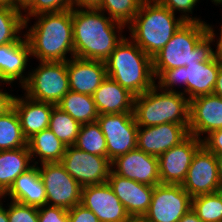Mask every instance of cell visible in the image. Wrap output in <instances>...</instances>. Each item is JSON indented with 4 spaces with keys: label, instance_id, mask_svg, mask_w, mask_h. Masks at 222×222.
Segmentation results:
<instances>
[{
    "label": "cell",
    "instance_id": "obj_1",
    "mask_svg": "<svg viewBox=\"0 0 222 222\" xmlns=\"http://www.w3.org/2000/svg\"><path fill=\"white\" fill-rule=\"evenodd\" d=\"M74 57L105 61L123 40L125 25L98 9H72Z\"/></svg>",
    "mask_w": 222,
    "mask_h": 222
},
{
    "label": "cell",
    "instance_id": "obj_2",
    "mask_svg": "<svg viewBox=\"0 0 222 222\" xmlns=\"http://www.w3.org/2000/svg\"><path fill=\"white\" fill-rule=\"evenodd\" d=\"M33 17L36 22L30 28L24 22L31 57L49 62H64L74 57L72 9ZM67 54L71 56L68 58Z\"/></svg>",
    "mask_w": 222,
    "mask_h": 222
},
{
    "label": "cell",
    "instance_id": "obj_3",
    "mask_svg": "<svg viewBox=\"0 0 222 222\" xmlns=\"http://www.w3.org/2000/svg\"><path fill=\"white\" fill-rule=\"evenodd\" d=\"M213 43L207 33L206 22H185L152 57L155 80L165 70L210 61L214 57Z\"/></svg>",
    "mask_w": 222,
    "mask_h": 222
},
{
    "label": "cell",
    "instance_id": "obj_4",
    "mask_svg": "<svg viewBox=\"0 0 222 222\" xmlns=\"http://www.w3.org/2000/svg\"><path fill=\"white\" fill-rule=\"evenodd\" d=\"M156 0H144L133 21L129 36L151 58L156 55L185 23L178 15Z\"/></svg>",
    "mask_w": 222,
    "mask_h": 222
},
{
    "label": "cell",
    "instance_id": "obj_5",
    "mask_svg": "<svg viewBox=\"0 0 222 222\" xmlns=\"http://www.w3.org/2000/svg\"><path fill=\"white\" fill-rule=\"evenodd\" d=\"M104 63L107 76L135 96L155 85L152 58L130 37L125 36Z\"/></svg>",
    "mask_w": 222,
    "mask_h": 222
},
{
    "label": "cell",
    "instance_id": "obj_6",
    "mask_svg": "<svg viewBox=\"0 0 222 222\" xmlns=\"http://www.w3.org/2000/svg\"><path fill=\"white\" fill-rule=\"evenodd\" d=\"M179 91H165L156 84L134 98L133 115L139 127L165 123L189 126L190 100Z\"/></svg>",
    "mask_w": 222,
    "mask_h": 222
},
{
    "label": "cell",
    "instance_id": "obj_7",
    "mask_svg": "<svg viewBox=\"0 0 222 222\" xmlns=\"http://www.w3.org/2000/svg\"><path fill=\"white\" fill-rule=\"evenodd\" d=\"M220 62L213 57L210 61L192 63L189 66H182L165 70L157 79L155 84L165 91H180L189 100L207 94H213L217 80ZM174 86H178V89Z\"/></svg>",
    "mask_w": 222,
    "mask_h": 222
},
{
    "label": "cell",
    "instance_id": "obj_8",
    "mask_svg": "<svg viewBox=\"0 0 222 222\" xmlns=\"http://www.w3.org/2000/svg\"><path fill=\"white\" fill-rule=\"evenodd\" d=\"M38 64L31 69L21 87L24 95L35 101L57 105L70 90L67 61H39Z\"/></svg>",
    "mask_w": 222,
    "mask_h": 222
},
{
    "label": "cell",
    "instance_id": "obj_9",
    "mask_svg": "<svg viewBox=\"0 0 222 222\" xmlns=\"http://www.w3.org/2000/svg\"><path fill=\"white\" fill-rule=\"evenodd\" d=\"M38 170L45 186L46 205L69 210L81 204L82 186L60 162L41 163Z\"/></svg>",
    "mask_w": 222,
    "mask_h": 222
},
{
    "label": "cell",
    "instance_id": "obj_10",
    "mask_svg": "<svg viewBox=\"0 0 222 222\" xmlns=\"http://www.w3.org/2000/svg\"><path fill=\"white\" fill-rule=\"evenodd\" d=\"M106 139L107 158L116 157L137 148V130L133 113L101 114L97 118Z\"/></svg>",
    "mask_w": 222,
    "mask_h": 222
},
{
    "label": "cell",
    "instance_id": "obj_11",
    "mask_svg": "<svg viewBox=\"0 0 222 222\" xmlns=\"http://www.w3.org/2000/svg\"><path fill=\"white\" fill-rule=\"evenodd\" d=\"M191 200L181 184L155 185L144 217L149 222H178L191 209Z\"/></svg>",
    "mask_w": 222,
    "mask_h": 222
},
{
    "label": "cell",
    "instance_id": "obj_12",
    "mask_svg": "<svg viewBox=\"0 0 222 222\" xmlns=\"http://www.w3.org/2000/svg\"><path fill=\"white\" fill-rule=\"evenodd\" d=\"M60 163L82 187L107 182L111 171V161L107 157L87 153L75 146L66 147Z\"/></svg>",
    "mask_w": 222,
    "mask_h": 222
},
{
    "label": "cell",
    "instance_id": "obj_13",
    "mask_svg": "<svg viewBox=\"0 0 222 222\" xmlns=\"http://www.w3.org/2000/svg\"><path fill=\"white\" fill-rule=\"evenodd\" d=\"M181 186L191 197L218 192L221 183L215 154L202 145L194 154Z\"/></svg>",
    "mask_w": 222,
    "mask_h": 222
},
{
    "label": "cell",
    "instance_id": "obj_14",
    "mask_svg": "<svg viewBox=\"0 0 222 222\" xmlns=\"http://www.w3.org/2000/svg\"><path fill=\"white\" fill-rule=\"evenodd\" d=\"M201 146L202 141L189 134L178 145L160 155L158 160L161 184H182L192 158Z\"/></svg>",
    "mask_w": 222,
    "mask_h": 222
},
{
    "label": "cell",
    "instance_id": "obj_15",
    "mask_svg": "<svg viewBox=\"0 0 222 222\" xmlns=\"http://www.w3.org/2000/svg\"><path fill=\"white\" fill-rule=\"evenodd\" d=\"M111 170L117 175L145 185L161 184L158 157L138 148L112 160Z\"/></svg>",
    "mask_w": 222,
    "mask_h": 222
},
{
    "label": "cell",
    "instance_id": "obj_16",
    "mask_svg": "<svg viewBox=\"0 0 222 222\" xmlns=\"http://www.w3.org/2000/svg\"><path fill=\"white\" fill-rule=\"evenodd\" d=\"M81 204L91 210L100 222H126L130 218L108 182L83 186Z\"/></svg>",
    "mask_w": 222,
    "mask_h": 222
},
{
    "label": "cell",
    "instance_id": "obj_17",
    "mask_svg": "<svg viewBox=\"0 0 222 222\" xmlns=\"http://www.w3.org/2000/svg\"><path fill=\"white\" fill-rule=\"evenodd\" d=\"M219 129H222V98L207 94L191 99L189 134L202 141L208 134Z\"/></svg>",
    "mask_w": 222,
    "mask_h": 222
},
{
    "label": "cell",
    "instance_id": "obj_18",
    "mask_svg": "<svg viewBox=\"0 0 222 222\" xmlns=\"http://www.w3.org/2000/svg\"><path fill=\"white\" fill-rule=\"evenodd\" d=\"M188 135L189 132L183 125L174 123L138 127L137 148L159 157L173 146L178 145Z\"/></svg>",
    "mask_w": 222,
    "mask_h": 222
},
{
    "label": "cell",
    "instance_id": "obj_19",
    "mask_svg": "<svg viewBox=\"0 0 222 222\" xmlns=\"http://www.w3.org/2000/svg\"><path fill=\"white\" fill-rule=\"evenodd\" d=\"M107 182L120 202L125 206L130 217L144 216L147 213L154 186L122 177L112 170L109 173Z\"/></svg>",
    "mask_w": 222,
    "mask_h": 222
},
{
    "label": "cell",
    "instance_id": "obj_20",
    "mask_svg": "<svg viewBox=\"0 0 222 222\" xmlns=\"http://www.w3.org/2000/svg\"><path fill=\"white\" fill-rule=\"evenodd\" d=\"M30 57V46L25 35L17 42L0 45V83L11 86L19 81L22 87L29 76L26 68Z\"/></svg>",
    "mask_w": 222,
    "mask_h": 222
},
{
    "label": "cell",
    "instance_id": "obj_21",
    "mask_svg": "<svg viewBox=\"0 0 222 222\" xmlns=\"http://www.w3.org/2000/svg\"><path fill=\"white\" fill-rule=\"evenodd\" d=\"M69 88L73 92L93 95L107 77L103 61L72 57L67 60Z\"/></svg>",
    "mask_w": 222,
    "mask_h": 222
},
{
    "label": "cell",
    "instance_id": "obj_22",
    "mask_svg": "<svg viewBox=\"0 0 222 222\" xmlns=\"http://www.w3.org/2000/svg\"><path fill=\"white\" fill-rule=\"evenodd\" d=\"M92 96L99 115L133 113L135 95L108 76Z\"/></svg>",
    "mask_w": 222,
    "mask_h": 222
},
{
    "label": "cell",
    "instance_id": "obj_23",
    "mask_svg": "<svg viewBox=\"0 0 222 222\" xmlns=\"http://www.w3.org/2000/svg\"><path fill=\"white\" fill-rule=\"evenodd\" d=\"M54 106L51 103L32 100L24 94L22 97L15 95L13 108L18 114L23 135L27 140L48 128Z\"/></svg>",
    "mask_w": 222,
    "mask_h": 222
},
{
    "label": "cell",
    "instance_id": "obj_24",
    "mask_svg": "<svg viewBox=\"0 0 222 222\" xmlns=\"http://www.w3.org/2000/svg\"><path fill=\"white\" fill-rule=\"evenodd\" d=\"M8 199L24 205L41 207L46 205V191L38 165H33L19 175L9 190L3 195V201Z\"/></svg>",
    "mask_w": 222,
    "mask_h": 222
},
{
    "label": "cell",
    "instance_id": "obj_25",
    "mask_svg": "<svg viewBox=\"0 0 222 222\" xmlns=\"http://www.w3.org/2000/svg\"><path fill=\"white\" fill-rule=\"evenodd\" d=\"M33 165L28 146L0 151V193L4 195L15 179Z\"/></svg>",
    "mask_w": 222,
    "mask_h": 222
},
{
    "label": "cell",
    "instance_id": "obj_26",
    "mask_svg": "<svg viewBox=\"0 0 222 222\" xmlns=\"http://www.w3.org/2000/svg\"><path fill=\"white\" fill-rule=\"evenodd\" d=\"M27 146L34 165L61 162L67 147L49 128L29 138Z\"/></svg>",
    "mask_w": 222,
    "mask_h": 222
},
{
    "label": "cell",
    "instance_id": "obj_27",
    "mask_svg": "<svg viewBox=\"0 0 222 222\" xmlns=\"http://www.w3.org/2000/svg\"><path fill=\"white\" fill-rule=\"evenodd\" d=\"M56 106L80 124L96 122L99 117L92 95L69 90Z\"/></svg>",
    "mask_w": 222,
    "mask_h": 222
},
{
    "label": "cell",
    "instance_id": "obj_28",
    "mask_svg": "<svg viewBox=\"0 0 222 222\" xmlns=\"http://www.w3.org/2000/svg\"><path fill=\"white\" fill-rule=\"evenodd\" d=\"M27 146L20 120L14 108L0 116V151Z\"/></svg>",
    "mask_w": 222,
    "mask_h": 222
},
{
    "label": "cell",
    "instance_id": "obj_29",
    "mask_svg": "<svg viewBox=\"0 0 222 222\" xmlns=\"http://www.w3.org/2000/svg\"><path fill=\"white\" fill-rule=\"evenodd\" d=\"M77 149L107 157V145L100 125L96 122L81 124L75 144Z\"/></svg>",
    "mask_w": 222,
    "mask_h": 222
},
{
    "label": "cell",
    "instance_id": "obj_30",
    "mask_svg": "<svg viewBox=\"0 0 222 222\" xmlns=\"http://www.w3.org/2000/svg\"><path fill=\"white\" fill-rule=\"evenodd\" d=\"M81 124L56 105L52 109L48 128L66 146H73Z\"/></svg>",
    "mask_w": 222,
    "mask_h": 222
},
{
    "label": "cell",
    "instance_id": "obj_31",
    "mask_svg": "<svg viewBox=\"0 0 222 222\" xmlns=\"http://www.w3.org/2000/svg\"><path fill=\"white\" fill-rule=\"evenodd\" d=\"M24 21L15 8L0 6V45L19 41L24 36Z\"/></svg>",
    "mask_w": 222,
    "mask_h": 222
},
{
    "label": "cell",
    "instance_id": "obj_32",
    "mask_svg": "<svg viewBox=\"0 0 222 222\" xmlns=\"http://www.w3.org/2000/svg\"><path fill=\"white\" fill-rule=\"evenodd\" d=\"M191 209L203 222H222V195L218 191L192 197Z\"/></svg>",
    "mask_w": 222,
    "mask_h": 222
},
{
    "label": "cell",
    "instance_id": "obj_33",
    "mask_svg": "<svg viewBox=\"0 0 222 222\" xmlns=\"http://www.w3.org/2000/svg\"><path fill=\"white\" fill-rule=\"evenodd\" d=\"M144 0H102L98 10L126 27L133 21Z\"/></svg>",
    "mask_w": 222,
    "mask_h": 222
},
{
    "label": "cell",
    "instance_id": "obj_34",
    "mask_svg": "<svg viewBox=\"0 0 222 222\" xmlns=\"http://www.w3.org/2000/svg\"><path fill=\"white\" fill-rule=\"evenodd\" d=\"M70 9H72V0H34V3L23 13V18L24 22L30 23L33 16L38 14Z\"/></svg>",
    "mask_w": 222,
    "mask_h": 222
},
{
    "label": "cell",
    "instance_id": "obj_35",
    "mask_svg": "<svg viewBox=\"0 0 222 222\" xmlns=\"http://www.w3.org/2000/svg\"><path fill=\"white\" fill-rule=\"evenodd\" d=\"M160 5L168 8L174 14L176 12L181 13L180 17L185 22L195 21V22H205L201 17H193L192 14L197 3L199 4L200 0H156Z\"/></svg>",
    "mask_w": 222,
    "mask_h": 222
},
{
    "label": "cell",
    "instance_id": "obj_36",
    "mask_svg": "<svg viewBox=\"0 0 222 222\" xmlns=\"http://www.w3.org/2000/svg\"><path fill=\"white\" fill-rule=\"evenodd\" d=\"M7 206L9 222H38V207L15 201H10Z\"/></svg>",
    "mask_w": 222,
    "mask_h": 222
},
{
    "label": "cell",
    "instance_id": "obj_37",
    "mask_svg": "<svg viewBox=\"0 0 222 222\" xmlns=\"http://www.w3.org/2000/svg\"><path fill=\"white\" fill-rule=\"evenodd\" d=\"M38 222H69L68 210L49 205L38 207Z\"/></svg>",
    "mask_w": 222,
    "mask_h": 222
},
{
    "label": "cell",
    "instance_id": "obj_38",
    "mask_svg": "<svg viewBox=\"0 0 222 222\" xmlns=\"http://www.w3.org/2000/svg\"><path fill=\"white\" fill-rule=\"evenodd\" d=\"M69 222H100L97 216L82 204L68 210Z\"/></svg>",
    "mask_w": 222,
    "mask_h": 222
},
{
    "label": "cell",
    "instance_id": "obj_39",
    "mask_svg": "<svg viewBox=\"0 0 222 222\" xmlns=\"http://www.w3.org/2000/svg\"><path fill=\"white\" fill-rule=\"evenodd\" d=\"M202 145L215 155H222V129L208 134L202 140Z\"/></svg>",
    "mask_w": 222,
    "mask_h": 222
},
{
    "label": "cell",
    "instance_id": "obj_40",
    "mask_svg": "<svg viewBox=\"0 0 222 222\" xmlns=\"http://www.w3.org/2000/svg\"><path fill=\"white\" fill-rule=\"evenodd\" d=\"M206 27H207V33L209 34V36L212 38L214 43L216 42L215 43L216 48L214 50V57L217 58L218 61L222 64V22L219 28V31H220L218 33V35L220 34L219 36L215 33L216 31L214 30V27L212 26V24L210 25L209 23L207 24L206 22Z\"/></svg>",
    "mask_w": 222,
    "mask_h": 222
},
{
    "label": "cell",
    "instance_id": "obj_41",
    "mask_svg": "<svg viewBox=\"0 0 222 222\" xmlns=\"http://www.w3.org/2000/svg\"><path fill=\"white\" fill-rule=\"evenodd\" d=\"M2 85V83H0ZM14 94L3 91L0 86V116L7 113L10 109L13 108Z\"/></svg>",
    "mask_w": 222,
    "mask_h": 222
},
{
    "label": "cell",
    "instance_id": "obj_42",
    "mask_svg": "<svg viewBox=\"0 0 222 222\" xmlns=\"http://www.w3.org/2000/svg\"><path fill=\"white\" fill-rule=\"evenodd\" d=\"M102 0H72V9H98Z\"/></svg>",
    "mask_w": 222,
    "mask_h": 222
},
{
    "label": "cell",
    "instance_id": "obj_43",
    "mask_svg": "<svg viewBox=\"0 0 222 222\" xmlns=\"http://www.w3.org/2000/svg\"><path fill=\"white\" fill-rule=\"evenodd\" d=\"M34 3V0H14V8L22 14Z\"/></svg>",
    "mask_w": 222,
    "mask_h": 222
},
{
    "label": "cell",
    "instance_id": "obj_44",
    "mask_svg": "<svg viewBox=\"0 0 222 222\" xmlns=\"http://www.w3.org/2000/svg\"><path fill=\"white\" fill-rule=\"evenodd\" d=\"M213 94L222 98V64L220 63L217 80L213 89Z\"/></svg>",
    "mask_w": 222,
    "mask_h": 222
},
{
    "label": "cell",
    "instance_id": "obj_45",
    "mask_svg": "<svg viewBox=\"0 0 222 222\" xmlns=\"http://www.w3.org/2000/svg\"><path fill=\"white\" fill-rule=\"evenodd\" d=\"M178 222H203L195 212L190 209Z\"/></svg>",
    "mask_w": 222,
    "mask_h": 222
},
{
    "label": "cell",
    "instance_id": "obj_46",
    "mask_svg": "<svg viewBox=\"0 0 222 222\" xmlns=\"http://www.w3.org/2000/svg\"><path fill=\"white\" fill-rule=\"evenodd\" d=\"M0 222H9L8 211L6 206H3V201H0Z\"/></svg>",
    "mask_w": 222,
    "mask_h": 222
},
{
    "label": "cell",
    "instance_id": "obj_47",
    "mask_svg": "<svg viewBox=\"0 0 222 222\" xmlns=\"http://www.w3.org/2000/svg\"><path fill=\"white\" fill-rule=\"evenodd\" d=\"M218 169V176L222 186V155H215Z\"/></svg>",
    "mask_w": 222,
    "mask_h": 222
},
{
    "label": "cell",
    "instance_id": "obj_48",
    "mask_svg": "<svg viewBox=\"0 0 222 222\" xmlns=\"http://www.w3.org/2000/svg\"><path fill=\"white\" fill-rule=\"evenodd\" d=\"M126 222H149L144 216L130 217Z\"/></svg>",
    "mask_w": 222,
    "mask_h": 222
},
{
    "label": "cell",
    "instance_id": "obj_49",
    "mask_svg": "<svg viewBox=\"0 0 222 222\" xmlns=\"http://www.w3.org/2000/svg\"><path fill=\"white\" fill-rule=\"evenodd\" d=\"M0 6L14 8V0H0Z\"/></svg>",
    "mask_w": 222,
    "mask_h": 222
},
{
    "label": "cell",
    "instance_id": "obj_50",
    "mask_svg": "<svg viewBox=\"0 0 222 222\" xmlns=\"http://www.w3.org/2000/svg\"><path fill=\"white\" fill-rule=\"evenodd\" d=\"M212 4L216 5V6H221L222 5V0H211Z\"/></svg>",
    "mask_w": 222,
    "mask_h": 222
},
{
    "label": "cell",
    "instance_id": "obj_51",
    "mask_svg": "<svg viewBox=\"0 0 222 222\" xmlns=\"http://www.w3.org/2000/svg\"><path fill=\"white\" fill-rule=\"evenodd\" d=\"M219 192L222 195V186H220Z\"/></svg>",
    "mask_w": 222,
    "mask_h": 222
},
{
    "label": "cell",
    "instance_id": "obj_52",
    "mask_svg": "<svg viewBox=\"0 0 222 222\" xmlns=\"http://www.w3.org/2000/svg\"><path fill=\"white\" fill-rule=\"evenodd\" d=\"M2 198H3V195L0 193V201L2 200Z\"/></svg>",
    "mask_w": 222,
    "mask_h": 222
}]
</instances>
